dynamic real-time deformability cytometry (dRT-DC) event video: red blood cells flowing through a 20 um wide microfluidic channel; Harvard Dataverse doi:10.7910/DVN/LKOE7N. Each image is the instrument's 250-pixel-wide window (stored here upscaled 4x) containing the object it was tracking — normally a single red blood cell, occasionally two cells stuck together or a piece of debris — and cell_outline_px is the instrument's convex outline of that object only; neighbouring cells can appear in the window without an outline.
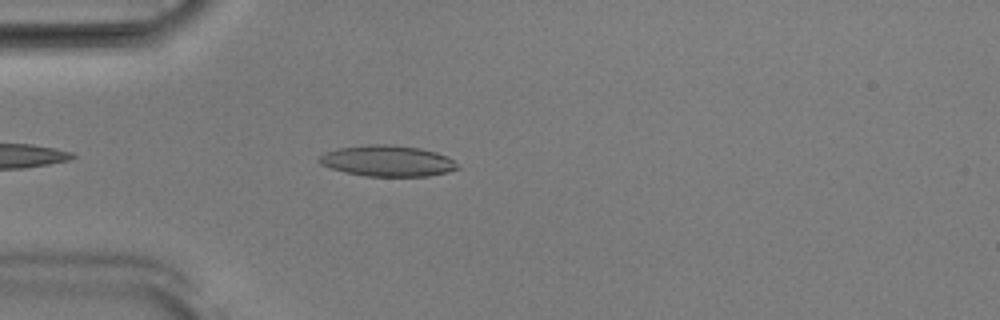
{"species": "Egyptian fruit bat (a non-hibernating species)", "species_latin": "Rousettus aegyptiacus", "temperature_condition": "room temperature", "stored_images_in_passage": 28, "camera_frame_rate_fps": 3000, "um_per_image_px": 0.085, "animal": {"sex": "male"}, "frame": {"image": 1, "passage_image": 5, "time_ms": 1.333, "image_size_px": [1000, 320], "cell_outline_px": [[460, 168], [448, 172], [428, 176], [364, 176], [344, 172], [320, 164], [316, 160], [324, 152], [336, 148], [368, 144], [388, 144], [420, 148], [436, 152], [448, 156]], "centroid_in_image_um": [32.9, 13.67], "position_along_channel_um": 52.1, "area_um2": 25.14}}
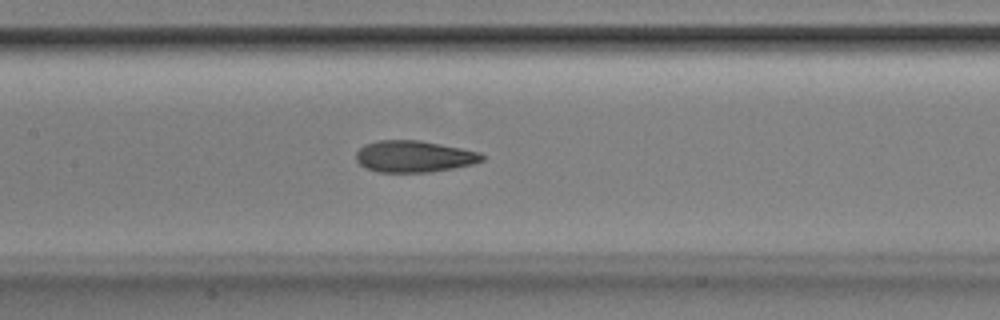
{"frame": {"image": 2, "passage_image": 15, "time_ms": 4.667, "image_size_px": [1000, 320], "cell_outline_px": [[484, 160], [472, 164], [452, 168], [428, 172], [380, 172], [364, 168], [356, 160], [356, 152], [364, 144], [380, 140], [420, 140], [480, 152], [484, 156]], "centroid_in_image_um": [35.16, 13.29], "position_along_channel_um": 172.2, "area_um2": 23.12}}
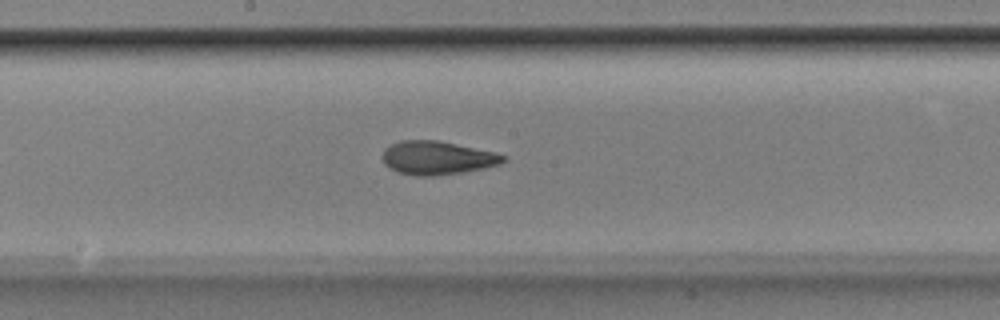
{"frame": {"image": 3, "passage_image": 18, "time_ms": 5.667, "image_size_px": [1000, 320], "cell_outline_px": [[508, 160], [500, 164], [484, 168], [464, 172], [432, 176], [416, 176], [396, 172], [388, 168], [384, 164], [380, 156], [384, 148], [400, 140], [440, 140], [496, 152], [508, 156]], "centroid_in_image_um": [37.16, 13.42], "position_along_channel_um": 211.0, "area_um2": 24.16}}